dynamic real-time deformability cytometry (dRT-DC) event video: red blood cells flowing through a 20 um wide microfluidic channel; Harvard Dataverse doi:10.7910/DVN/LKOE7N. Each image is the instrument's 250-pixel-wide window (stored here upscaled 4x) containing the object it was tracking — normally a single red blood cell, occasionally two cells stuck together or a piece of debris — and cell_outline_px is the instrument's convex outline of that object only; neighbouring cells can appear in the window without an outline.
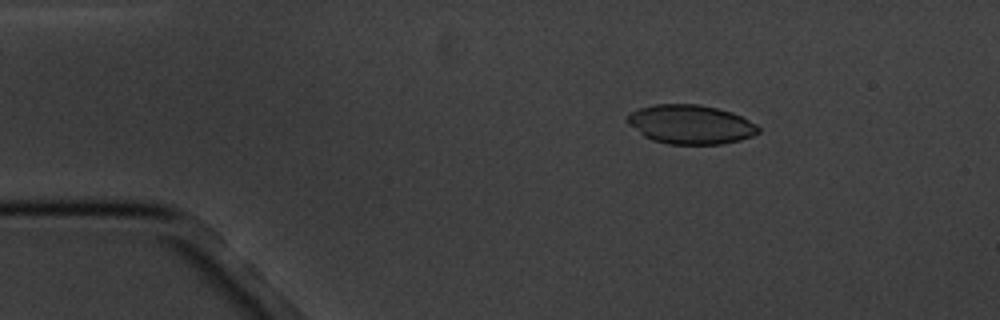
{"species": "common noctule bat (a hibernating species)", "species_latin": "Nyctalus noctula", "temperature_condition": "cold", "stored_images_in_passage": 5, "camera_frame_rate_fps": 3000, "um_per_image_px": 0.085, "animal": {"sex": "male", "body_mass_g": 20.1, "forearm_length_mm": 53.5}, "frame": {"image": 1, "passage_image": 3, "time_ms": 2.333, "image_size_px": [1000, 320], "cell_outline_px": [[760, 132], [752, 136], [740, 140], [720, 144], [668, 144], [652, 140], [644, 136], [628, 124], [624, 120], [632, 112], [640, 108], [652, 104], [700, 104], [732, 112], [756, 124], [760, 128]], "centroid_in_image_um": [58.69, 10.57], "position_along_channel_um": 26.3, "area_um2": 29.88}}